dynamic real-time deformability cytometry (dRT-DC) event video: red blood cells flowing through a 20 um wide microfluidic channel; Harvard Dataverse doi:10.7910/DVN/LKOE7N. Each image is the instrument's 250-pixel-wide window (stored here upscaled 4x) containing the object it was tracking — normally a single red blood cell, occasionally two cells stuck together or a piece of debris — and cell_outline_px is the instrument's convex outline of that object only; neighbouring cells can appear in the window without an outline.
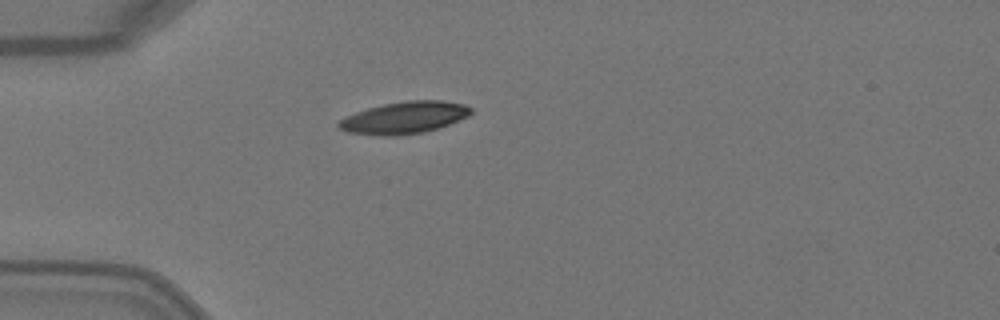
{"species": "Egyptian fruit bat (a non-hibernating species)", "species_latin": "Rousettus aegyptiacus", "temperature_condition": "warm", "stored_images_in_passage": 1, "camera_frame_rate_fps": 3000, "um_per_image_px": 0.085, "animal": {"sex": "female"}, "frame": {"image": 1, "passage_image": 1, "time_ms": 0.0, "image_size_px": [1000, 320], "cell_outline_px": [[472, 112], [468, 116], [448, 124], [424, 132], [396, 136], [380, 136], [348, 132], [340, 128], [336, 124], [344, 116], [368, 108], [384, 104], [408, 100], [444, 100], [464, 104], [472, 108]], "centroid_in_image_um": [34.35, 10.0], "position_along_channel_um": 50.6, "area_um2": 24.62}}